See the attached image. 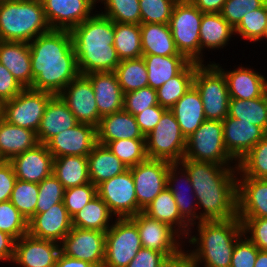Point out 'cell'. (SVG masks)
Listing matches in <instances>:
<instances>
[{"label":"cell","instance_id":"56","mask_svg":"<svg viewBox=\"0 0 267 267\" xmlns=\"http://www.w3.org/2000/svg\"><path fill=\"white\" fill-rule=\"evenodd\" d=\"M23 89L10 71L0 63V104L13 99Z\"/></svg>","mask_w":267,"mask_h":267},{"label":"cell","instance_id":"63","mask_svg":"<svg viewBox=\"0 0 267 267\" xmlns=\"http://www.w3.org/2000/svg\"><path fill=\"white\" fill-rule=\"evenodd\" d=\"M54 267H95V266H93L89 262L66 256L61 252L58 256L57 262Z\"/></svg>","mask_w":267,"mask_h":267},{"label":"cell","instance_id":"38","mask_svg":"<svg viewBox=\"0 0 267 267\" xmlns=\"http://www.w3.org/2000/svg\"><path fill=\"white\" fill-rule=\"evenodd\" d=\"M112 219L113 214L107 204L96 195L72 216V226L106 232L112 225Z\"/></svg>","mask_w":267,"mask_h":267},{"label":"cell","instance_id":"29","mask_svg":"<svg viewBox=\"0 0 267 267\" xmlns=\"http://www.w3.org/2000/svg\"><path fill=\"white\" fill-rule=\"evenodd\" d=\"M96 132L97 143L104 146L115 140L145 139L135 117L124 110L103 116Z\"/></svg>","mask_w":267,"mask_h":267},{"label":"cell","instance_id":"39","mask_svg":"<svg viewBox=\"0 0 267 267\" xmlns=\"http://www.w3.org/2000/svg\"><path fill=\"white\" fill-rule=\"evenodd\" d=\"M200 64L191 61L179 74L156 90L158 104L170 110L192 87L195 70Z\"/></svg>","mask_w":267,"mask_h":267},{"label":"cell","instance_id":"52","mask_svg":"<svg viewBox=\"0 0 267 267\" xmlns=\"http://www.w3.org/2000/svg\"><path fill=\"white\" fill-rule=\"evenodd\" d=\"M155 105H158L156 90L149 86L124 94L123 110L133 116Z\"/></svg>","mask_w":267,"mask_h":267},{"label":"cell","instance_id":"24","mask_svg":"<svg viewBox=\"0 0 267 267\" xmlns=\"http://www.w3.org/2000/svg\"><path fill=\"white\" fill-rule=\"evenodd\" d=\"M213 64L226 78L230 99L250 100L263 97L267 93V79L253 68L239 66L225 71L219 64Z\"/></svg>","mask_w":267,"mask_h":267},{"label":"cell","instance_id":"50","mask_svg":"<svg viewBox=\"0 0 267 267\" xmlns=\"http://www.w3.org/2000/svg\"><path fill=\"white\" fill-rule=\"evenodd\" d=\"M178 0H139L141 23L169 24Z\"/></svg>","mask_w":267,"mask_h":267},{"label":"cell","instance_id":"12","mask_svg":"<svg viewBox=\"0 0 267 267\" xmlns=\"http://www.w3.org/2000/svg\"><path fill=\"white\" fill-rule=\"evenodd\" d=\"M97 195L117 218H131L143 210L138 206L131 170L116 175L97 186Z\"/></svg>","mask_w":267,"mask_h":267},{"label":"cell","instance_id":"48","mask_svg":"<svg viewBox=\"0 0 267 267\" xmlns=\"http://www.w3.org/2000/svg\"><path fill=\"white\" fill-rule=\"evenodd\" d=\"M0 231L16 241L28 234V220L10 202H0Z\"/></svg>","mask_w":267,"mask_h":267},{"label":"cell","instance_id":"25","mask_svg":"<svg viewBox=\"0 0 267 267\" xmlns=\"http://www.w3.org/2000/svg\"><path fill=\"white\" fill-rule=\"evenodd\" d=\"M182 185L185 186L184 189L181 188ZM166 186L173 194L181 217L193 228L197 223L196 220H198L197 199L189 175L179 163H172L169 166Z\"/></svg>","mask_w":267,"mask_h":267},{"label":"cell","instance_id":"37","mask_svg":"<svg viewBox=\"0 0 267 267\" xmlns=\"http://www.w3.org/2000/svg\"><path fill=\"white\" fill-rule=\"evenodd\" d=\"M53 174L65 189L90 182L87 156H61L53 160Z\"/></svg>","mask_w":267,"mask_h":267},{"label":"cell","instance_id":"9","mask_svg":"<svg viewBox=\"0 0 267 267\" xmlns=\"http://www.w3.org/2000/svg\"><path fill=\"white\" fill-rule=\"evenodd\" d=\"M147 157L179 163L185 155L186 138L171 110H166L155 128L145 136Z\"/></svg>","mask_w":267,"mask_h":267},{"label":"cell","instance_id":"61","mask_svg":"<svg viewBox=\"0 0 267 267\" xmlns=\"http://www.w3.org/2000/svg\"><path fill=\"white\" fill-rule=\"evenodd\" d=\"M189 260L190 255L188 251L181 248L176 253L170 256H165L159 263L158 267H183Z\"/></svg>","mask_w":267,"mask_h":267},{"label":"cell","instance_id":"44","mask_svg":"<svg viewBox=\"0 0 267 267\" xmlns=\"http://www.w3.org/2000/svg\"><path fill=\"white\" fill-rule=\"evenodd\" d=\"M38 194L39 187L37 183L16 179L10 202L29 220L35 215Z\"/></svg>","mask_w":267,"mask_h":267},{"label":"cell","instance_id":"55","mask_svg":"<svg viewBox=\"0 0 267 267\" xmlns=\"http://www.w3.org/2000/svg\"><path fill=\"white\" fill-rule=\"evenodd\" d=\"M259 249L243 235L234 247L230 267H254Z\"/></svg>","mask_w":267,"mask_h":267},{"label":"cell","instance_id":"2","mask_svg":"<svg viewBox=\"0 0 267 267\" xmlns=\"http://www.w3.org/2000/svg\"><path fill=\"white\" fill-rule=\"evenodd\" d=\"M33 84L30 89L58 95L80 75L68 30H51L29 43Z\"/></svg>","mask_w":267,"mask_h":267},{"label":"cell","instance_id":"7","mask_svg":"<svg viewBox=\"0 0 267 267\" xmlns=\"http://www.w3.org/2000/svg\"><path fill=\"white\" fill-rule=\"evenodd\" d=\"M204 105L206 120L223 121L229 112L230 96L226 78L213 64H200L193 79Z\"/></svg>","mask_w":267,"mask_h":267},{"label":"cell","instance_id":"31","mask_svg":"<svg viewBox=\"0 0 267 267\" xmlns=\"http://www.w3.org/2000/svg\"><path fill=\"white\" fill-rule=\"evenodd\" d=\"M142 212L152 219L168 224L183 239L192 233L191 226L181 217L173 194L167 187Z\"/></svg>","mask_w":267,"mask_h":267},{"label":"cell","instance_id":"54","mask_svg":"<svg viewBox=\"0 0 267 267\" xmlns=\"http://www.w3.org/2000/svg\"><path fill=\"white\" fill-rule=\"evenodd\" d=\"M243 234L261 251H267V218L238 217ZM249 235V236H248Z\"/></svg>","mask_w":267,"mask_h":267},{"label":"cell","instance_id":"6","mask_svg":"<svg viewBox=\"0 0 267 267\" xmlns=\"http://www.w3.org/2000/svg\"><path fill=\"white\" fill-rule=\"evenodd\" d=\"M203 13L190 1L178 0L172 10L169 27L177 50L200 64V25Z\"/></svg>","mask_w":267,"mask_h":267},{"label":"cell","instance_id":"27","mask_svg":"<svg viewBox=\"0 0 267 267\" xmlns=\"http://www.w3.org/2000/svg\"><path fill=\"white\" fill-rule=\"evenodd\" d=\"M0 63L23 88H31L34 79L29 43L0 40Z\"/></svg>","mask_w":267,"mask_h":267},{"label":"cell","instance_id":"26","mask_svg":"<svg viewBox=\"0 0 267 267\" xmlns=\"http://www.w3.org/2000/svg\"><path fill=\"white\" fill-rule=\"evenodd\" d=\"M85 76L94 89L101 118L123 110L124 93L114 72H92Z\"/></svg>","mask_w":267,"mask_h":267},{"label":"cell","instance_id":"1","mask_svg":"<svg viewBox=\"0 0 267 267\" xmlns=\"http://www.w3.org/2000/svg\"><path fill=\"white\" fill-rule=\"evenodd\" d=\"M179 165L189 175L198 210L203 209L198 214L197 223L237 217V164L219 165L182 159Z\"/></svg>","mask_w":267,"mask_h":267},{"label":"cell","instance_id":"65","mask_svg":"<svg viewBox=\"0 0 267 267\" xmlns=\"http://www.w3.org/2000/svg\"><path fill=\"white\" fill-rule=\"evenodd\" d=\"M183 267H200V265L190 259Z\"/></svg>","mask_w":267,"mask_h":267},{"label":"cell","instance_id":"62","mask_svg":"<svg viewBox=\"0 0 267 267\" xmlns=\"http://www.w3.org/2000/svg\"><path fill=\"white\" fill-rule=\"evenodd\" d=\"M202 13H220L226 0H190Z\"/></svg>","mask_w":267,"mask_h":267},{"label":"cell","instance_id":"43","mask_svg":"<svg viewBox=\"0 0 267 267\" xmlns=\"http://www.w3.org/2000/svg\"><path fill=\"white\" fill-rule=\"evenodd\" d=\"M237 169L240 177L267 179V135L237 163Z\"/></svg>","mask_w":267,"mask_h":267},{"label":"cell","instance_id":"59","mask_svg":"<svg viewBox=\"0 0 267 267\" xmlns=\"http://www.w3.org/2000/svg\"><path fill=\"white\" fill-rule=\"evenodd\" d=\"M164 257L161 252L142 247L127 267H158Z\"/></svg>","mask_w":267,"mask_h":267},{"label":"cell","instance_id":"34","mask_svg":"<svg viewBox=\"0 0 267 267\" xmlns=\"http://www.w3.org/2000/svg\"><path fill=\"white\" fill-rule=\"evenodd\" d=\"M87 161L90 182L96 187L128 169L107 146L98 143L88 154Z\"/></svg>","mask_w":267,"mask_h":267},{"label":"cell","instance_id":"60","mask_svg":"<svg viewBox=\"0 0 267 267\" xmlns=\"http://www.w3.org/2000/svg\"><path fill=\"white\" fill-rule=\"evenodd\" d=\"M16 240L5 232L0 231V261L13 262Z\"/></svg>","mask_w":267,"mask_h":267},{"label":"cell","instance_id":"46","mask_svg":"<svg viewBox=\"0 0 267 267\" xmlns=\"http://www.w3.org/2000/svg\"><path fill=\"white\" fill-rule=\"evenodd\" d=\"M128 168L145 161L147 157L145 139H123L106 145Z\"/></svg>","mask_w":267,"mask_h":267},{"label":"cell","instance_id":"20","mask_svg":"<svg viewBox=\"0 0 267 267\" xmlns=\"http://www.w3.org/2000/svg\"><path fill=\"white\" fill-rule=\"evenodd\" d=\"M222 123L226 151L237 163L267 135L261 127L237 118L227 116Z\"/></svg>","mask_w":267,"mask_h":267},{"label":"cell","instance_id":"28","mask_svg":"<svg viewBox=\"0 0 267 267\" xmlns=\"http://www.w3.org/2000/svg\"><path fill=\"white\" fill-rule=\"evenodd\" d=\"M79 122L59 95H54L46 105L39 129L38 142L46 144L55 135L66 131Z\"/></svg>","mask_w":267,"mask_h":267},{"label":"cell","instance_id":"3","mask_svg":"<svg viewBox=\"0 0 267 267\" xmlns=\"http://www.w3.org/2000/svg\"><path fill=\"white\" fill-rule=\"evenodd\" d=\"M75 57L81 75L114 72L121 62L114 48V22L95 13L71 31Z\"/></svg>","mask_w":267,"mask_h":267},{"label":"cell","instance_id":"18","mask_svg":"<svg viewBox=\"0 0 267 267\" xmlns=\"http://www.w3.org/2000/svg\"><path fill=\"white\" fill-rule=\"evenodd\" d=\"M52 30H68L90 18L95 6L88 0H41Z\"/></svg>","mask_w":267,"mask_h":267},{"label":"cell","instance_id":"4","mask_svg":"<svg viewBox=\"0 0 267 267\" xmlns=\"http://www.w3.org/2000/svg\"><path fill=\"white\" fill-rule=\"evenodd\" d=\"M196 224L197 235L189 233L186 238L189 245L196 247L192 251L188 250L190 259L204 267H230L236 242L244 235L240 219L234 217Z\"/></svg>","mask_w":267,"mask_h":267},{"label":"cell","instance_id":"67","mask_svg":"<svg viewBox=\"0 0 267 267\" xmlns=\"http://www.w3.org/2000/svg\"><path fill=\"white\" fill-rule=\"evenodd\" d=\"M264 38L267 39V26L265 28L264 34H263L262 38L260 39V41L263 40Z\"/></svg>","mask_w":267,"mask_h":267},{"label":"cell","instance_id":"66","mask_svg":"<svg viewBox=\"0 0 267 267\" xmlns=\"http://www.w3.org/2000/svg\"><path fill=\"white\" fill-rule=\"evenodd\" d=\"M88 1H90L95 7H96V3L103 2V0H88Z\"/></svg>","mask_w":267,"mask_h":267},{"label":"cell","instance_id":"19","mask_svg":"<svg viewBox=\"0 0 267 267\" xmlns=\"http://www.w3.org/2000/svg\"><path fill=\"white\" fill-rule=\"evenodd\" d=\"M60 253V243L26 234L15 242L12 263L20 267H54Z\"/></svg>","mask_w":267,"mask_h":267},{"label":"cell","instance_id":"5","mask_svg":"<svg viewBox=\"0 0 267 267\" xmlns=\"http://www.w3.org/2000/svg\"><path fill=\"white\" fill-rule=\"evenodd\" d=\"M41 0H0V40L30 43L51 31Z\"/></svg>","mask_w":267,"mask_h":267},{"label":"cell","instance_id":"33","mask_svg":"<svg viewBox=\"0 0 267 267\" xmlns=\"http://www.w3.org/2000/svg\"><path fill=\"white\" fill-rule=\"evenodd\" d=\"M37 144L36 132L12 125L0 117V160L9 161Z\"/></svg>","mask_w":267,"mask_h":267},{"label":"cell","instance_id":"14","mask_svg":"<svg viewBox=\"0 0 267 267\" xmlns=\"http://www.w3.org/2000/svg\"><path fill=\"white\" fill-rule=\"evenodd\" d=\"M106 232L72 227L60 243L61 252L69 257L103 267Z\"/></svg>","mask_w":267,"mask_h":267},{"label":"cell","instance_id":"21","mask_svg":"<svg viewBox=\"0 0 267 267\" xmlns=\"http://www.w3.org/2000/svg\"><path fill=\"white\" fill-rule=\"evenodd\" d=\"M72 217L64 202L53 205L49 210L28 220V234L32 237L61 243L72 229Z\"/></svg>","mask_w":267,"mask_h":267},{"label":"cell","instance_id":"36","mask_svg":"<svg viewBox=\"0 0 267 267\" xmlns=\"http://www.w3.org/2000/svg\"><path fill=\"white\" fill-rule=\"evenodd\" d=\"M148 72V86L157 90L179 74L191 61L185 56L143 55Z\"/></svg>","mask_w":267,"mask_h":267},{"label":"cell","instance_id":"49","mask_svg":"<svg viewBox=\"0 0 267 267\" xmlns=\"http://www.w3.org/2000/svg\"><path fill=\"white\" fill-rule=\"evenodd\" d=\"M39 194L35 213L49 210L53 205L63 202L65 188L54 174L38 184Z\"/></svg>","mask_w":267,"mask_h":267},{"label":"cell","instance_id":"11","mask_svg":"<svg viewBox=\"0 0 267 267\" xmlns=\"http://www.w3.org/2000/svg\"><path fill=\"white\" fill-rule=\"evenodd\" d=\"M115 219L106 231L103 267H127L142 248L137 225L130 218Z\"/></svg>","mask_w":267,"mask_h":267},{"label":"cell","instance_id":"45","mask_svg":"<svg viewBox=\"0 0 267 267\" xmlns=\"http://www.w3.org/2000/svg\"><path fill=\"white\" fill-rule=\"evenodd\" d=\"M103 16L113 22L141 24L139 0H103Z\"/></svg>","mask_w":267,"mask_h":267},{"label":"cell","instance_id":"51","mask_svg":"<svg viewBox=\"0 0 267 267\" xmlns=\"http://www.w3.org/2000/svg\"><path fill=\"white\" fill-rule=\"evenodd\" d=\"M96 195L97 187L91 182L81 186L67 188L63 197L64 206L68 214L72 217Z\"/></svg>","mask_w":267,"mask_h":267},{"label":"cell","instance_id":"15","mask_svg":"<svg viewBox=\"0 0 267 267\" xmlns=\"http://www.w3.org/2000/svg\"><path fill=\"white\" fill-rule=\"evenodd\" d=\"M79 123L97 127L100 122L94 89L85 75H79L59 94Z\"/></svg>","mask_w":267,"mask_h":267},{"label":"cell","instance_id":"41","mask_svg":"<svg viewBox=\"0 0 267 267\" xmlns=\"http://www.w3.org/2000/svg\"><path fill=\"white\" fill-rule=\"evenodd\" d=\"M228 116L259 126L267 133V93L250 100L230 99Z\"/></svg>","mask_w":267,"mask_h":267},{"label":"cell","instance_id":"47","mask_svg":"<svg viewBox=\"0 0 267 267\" xmlns=\"http://www.w3.org/2000/svg\"><path fill=\"white\" fill-rule=\"evenodd\" d=\"M267 26V3L258 9L245 14L240 23L234 28L235 35L243 37L250 42H258Z\"/></svg>","mask_w":267,"mask_h":267},{"label":"cell","instance_id":"16","mask_svg":"<svg viewBox=\"0 0 267 267\" xmlns=\"http://www.w3.org/2000/svg\"><path fill=\"white\" fill-rule=\"evenodd\" d=\"M130 219L137 225L142 247L161 252L165 256H170L183 247L181 236L168 224L152 219L143 212Z\"/></svg>","mask_w":267,"mask_h":267},{"label":"cell","instance_id":"8","mask_svg":"<svg viewBox=\"0 0 267 267\" xmlns=\"http://www.w3.org/2000/svg\"><path fill=\"white\" fill-rule=\"evenodd\" d=\"M183 159L231 165L235 161L226 151L223 139L222 121L205 120L186 139ZM231 162V163H230Z\"/></svg>","mask_w":267,"mask_h":267},{"label":"cell","instance_id":"53","mask_svg":"<svg viewBox=\"0 0 267 267\" xmlns=\"http://www.w3.org/2000/svg\"><path fill=\"white\" fill-rule=\"evenodd\" d=\"M266 3L267 0H226L220 14L235 28L245 14L263 7Z\"/></svg>","mask_w":267,"mask_h":267},{"label":"cell","instance_id":"22","mask_svg":"<svg viewBox=\"0 0 267 267\" xmlns=\"http://www.w3.org/2000/svg\"><path fill=\"white\" fill-rule=\"evenodd\" d=\"M53 155L46 144H37L34 148L12 157L11 163L16 178L39 184L53 174Z\"/></svg>","mask_w":267,"mask_h":267},{"label":"cell","instance_id":"17","mask_svg":"<svg viewBox=\"0 0 267 267\" xmlns=\"http://www.w3.org/2000/svg\"><path fill=\"white\" fill-rule=\"evenodd\" d=\"M97 144L96 127L87 123H78L51 138L46 146L53 158L61 156H88Z\"/></svg>","mask_w":267,"mask_h":267},{"label":"cell","instance_id":"10","mask_svg":"<svg viewBox=\"0 0 267 267\" xmlns=\"http://www.w3.org/2000/svg\"><path fill=\"white\" fill-rule=\"evenodd\" d=\"M53 96L47 91L24 88L16 97L1 104V117L12 125L37 132Z\"/></svg>","mask_w":267,"mask_h":267},{"label":"cell","instance_id":"64","mask_svg":"<svg viewBox=\"0 0 267 267\" xmlns=\"http://www.w3.org/2000/svg\"><path fill=\"white\" fill-rule=\"evenodd\" d=\"M254 267H267V251H258Z\"/></svg>","mask_w":267,"mask_h":267},{"label":"cell","instance_id":"35","mask_svg":"<svg viewBox=\"0 0 267 267\" xmlns=\"http://www.w3.org/2000/svg\"><path fill=\"white\" fill-rule=\"evenodd\" d=\"M143 55L184 56L175 45L169 24L141 23Z\"/></svg>","mask_w":267,"mask_h":267},{"label":"cell","instance_id":"58","mask_svg":"<svg viewBox=\"0 0 267 267\" xmlns=\"http://www.w3.org/2000/svg\"><path fill=\"white\" fill-rule=\"evenodd\" d=\"M16 175L9 161H0V202L10 201Z\"/></svg>","mask_w":267,"mask_h":267},{"label":"cell","instance_id":"57","mask_svg":"<svg viewBox=\"0 0 267 267\" xmlns=\"http://www.w3.org/2000/svg\"><path fill=\"white\" fill-rule=\"evenodd\" d=\"M167 109L161 107L159 104L147 108L142 113L134 115L135 120L139 126L141 133L144 135H148L158 124L161 119L163 113Z\"/></svg>","mask_w":267,"mask_h":267},{"label":"cell","instance_id":"23","mask_svg":"<svg viewBox=\"0 0 267 267\" xmlns=\"http://www.w3.org/2000/svg\"><path fill=\"white\" fill-rule=\"evenodd\" d=\"M237 217L267 218V179L237 178Z\"/></svg>","mask_w":267,"mask_h":267},{"label":"cell","instance_id":"30","mask_svg":"<svg viewBox=\"0 0 267 267\" xmlns=\"http://www.w3.org/2000/svg\"><path fill=\"white\" fill-rule=\"evenodd\" d=\"M187 139L206 120L204 105L194 85L170 109Z\"/></svg>","mask_w":267,"mask_h":267},{"label":"cell","instance_id":"42","mask_svg":"<svg viewBox=\"0 0 267 267\" xmlns=\"http://www.w3.org/2000/svg\"><path fill=\"white\" fill-rule=\"evenodd\" d=\"M114 73L124 94L148 87V72L143 57L122 60Z\"/></svg>","mask_w":267,"mask_h":267},{"label":"cell","instance_id":"32","mask_svg":"<svg viewBox=\"0 0 267 267\" xmlns=\"http://www.w3.org/2000/svg\"><path fill=\"white\" fill-rule=\"evenodd\" d=\"M232 35H235L234 28L220 13H203L199 31L200 64H204V49H221L228 44Z\"/></svg>","mask_w":267,"mask_h":267},{"label":"cell","instance_id":"40","mask_svg":"<svg viewBox=\"0 0 267 267\" xmlns=\"http://www.w3.org/2000/svg\"><path fill=\"white\" fill-rule=\"evenodd\" d=\"M113 45L120 61L142 57L140 24L114 22Z\"/></svg>","mask_w":267,"mask_h":267},{"label":"cell","instance_id":"13","mask_svg":"<svg viewBox=\"0 0 267 267\" xmlns=\"http://www.w3.org/2000/svg\"><path fill=\"white\" fill-rule=\"evenodd\" d=\"M172 163L161 159L147 158L132 166V177L138 206L144 210L167 186V172Z\"/></svg>","mask_w":267,"mask_h":267}]
</instances>
